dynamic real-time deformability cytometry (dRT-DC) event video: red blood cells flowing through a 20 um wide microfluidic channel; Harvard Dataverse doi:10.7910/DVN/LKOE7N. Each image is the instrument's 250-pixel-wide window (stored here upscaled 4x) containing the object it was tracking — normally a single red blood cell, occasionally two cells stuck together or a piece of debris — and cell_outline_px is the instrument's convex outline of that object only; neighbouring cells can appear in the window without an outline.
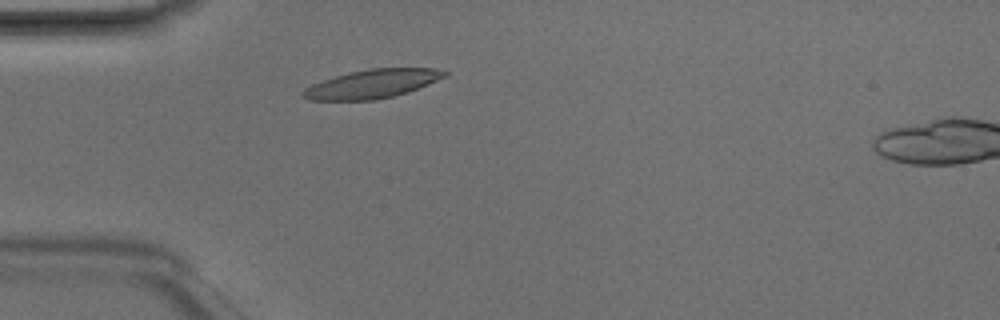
{"species": "Egyptian fruit bat (a non-hibernating species)", "species_latin": "Rousettus aegyptiacus", "temperature_condition": "room temperature", "stored_images_in_passage": 1, "camera_frame_rate_fps": 3000, "um_per_image_px": 0.085, "animal": {"sex": "male"}, "frame": {"image": 1, "passage_image": 1, "time_ms": 0.0, "image_size_px": [1000, 320], "cell_outline_px": [[448, 76], [408, 92], [376, 100], [308, 100], [300, 96], [300, 92], [304, 88], [312, 84], [348, 72], [368, 68], [432, 68], [448, 72]], "centroid_in_image_um": [31.61, 7.13], "position_along_channel_um": 53.4, "area_um2": 23.76}}